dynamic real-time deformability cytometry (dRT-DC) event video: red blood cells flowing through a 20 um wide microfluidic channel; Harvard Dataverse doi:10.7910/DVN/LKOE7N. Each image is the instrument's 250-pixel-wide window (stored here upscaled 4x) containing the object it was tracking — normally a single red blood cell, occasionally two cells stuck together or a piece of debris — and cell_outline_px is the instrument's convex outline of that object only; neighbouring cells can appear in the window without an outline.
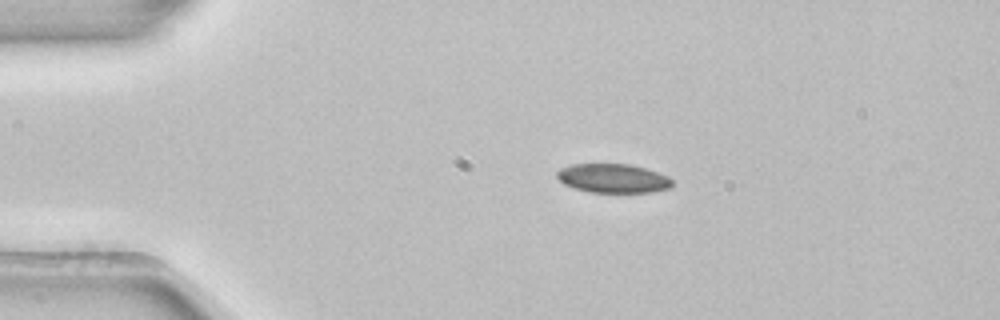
{"species": "common noctule bat (a hibernating species)", "species_latin": "Nyctalus noctula", "temperature_condition": "room temperature", "stored_images_in_passage": 2, "camera_frame_rate_fps": 3000, "um_per_image_px": 0.085, "animal": {"sex": "female", "body_mass_g": 22.7, "forearm_length_mm": 54.2}, "frame": {"image": 1, "passage_image": 2, "time_ms": 0.333, "image_size_px": [1000, 320], "cell_outline_px": [[672, 188], [652, 192], [588, 192], [564, 184], [556, 176], [556, 172], [560, 168], [572, 164], [632, 164], [668, 176], [672, 180]], "centroid_in_image_um": [52.11, 15.15], "position_along_channel_um": 32.9, "area_um2": 19.48}}